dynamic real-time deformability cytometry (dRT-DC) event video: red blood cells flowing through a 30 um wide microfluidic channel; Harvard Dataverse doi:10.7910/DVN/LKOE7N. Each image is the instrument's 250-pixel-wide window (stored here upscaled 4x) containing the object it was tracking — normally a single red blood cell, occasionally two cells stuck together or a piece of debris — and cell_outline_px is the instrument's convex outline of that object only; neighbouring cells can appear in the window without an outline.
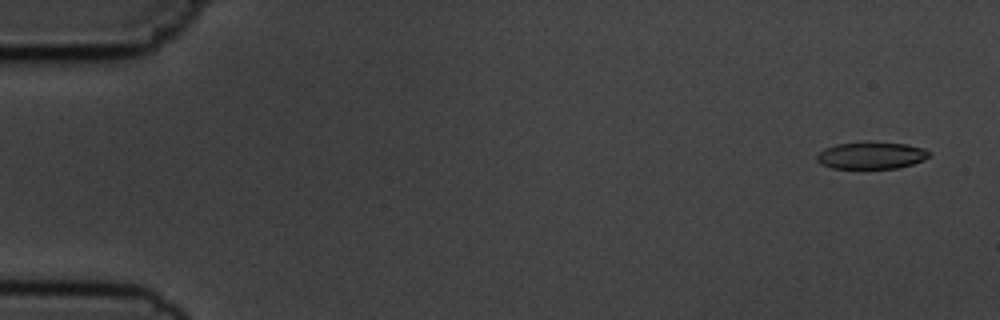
{"species": "common noctule bat (a hibernating species)", "species_latin": "Nyctalus noctula", "temperature_condition": "cold", "stored_images_in_passage": 5, "camera_frame_rate_fps": 3000, "um_per_image_px": 0.085, "animal": {"sex": "male", "body_mass_g": 19.5, "forearm_length_mm": 54.6}, "frame": {"image": 1, "passage_image": 1, "time_ms": 0.0, "image_size_px": [1000, 320], "cell_outline_px": [[932, 152], [924, 160], [900, 168], [832, 168], [820, 164], [816, 160], [816, 156], [824, 148], [836, 144], [904, 144], [924, 148]], "centroid_in_image_um": [74.06, 13.25], "position_along_channel_um": 10.9, "area_um2": 17.11}}